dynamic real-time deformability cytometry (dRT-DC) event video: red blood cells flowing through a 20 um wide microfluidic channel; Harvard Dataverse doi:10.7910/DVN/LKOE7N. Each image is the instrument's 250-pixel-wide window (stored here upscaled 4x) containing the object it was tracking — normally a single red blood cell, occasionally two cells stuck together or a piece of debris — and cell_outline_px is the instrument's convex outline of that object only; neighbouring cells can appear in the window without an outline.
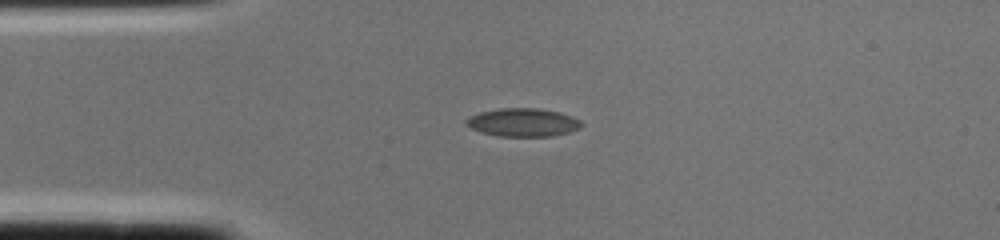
{"species": "common noctule bat (a hibernating species)", "species_latin": "Nyctalus noctula", "temperature_condition": "cold", "stored_images_in_passage": 2, "camera_frame_rate_fps": 3000, "um_per_image_px": 0.085, "animal": {"sex": "female", "body_mass_g": 22.0, "forearm_length_mm": 56.7}, "frame": {"image": 1, "passage_image": 1, "time_ms": 0.0, "image_size_px": [1000, 240], "cell_outline_px": [[584, 124], [580, 128], [568, 132], [552, 136], [500, 136], [480, 132], [464, 124], [464, 120], [480, 112], [500, 108], [536, 108], [560, 112], [572, 116], [580, 120]], "centroid_in_image_um": [44.46, 10.4], "position_along_channel_um": 40.5, "area_um2": 18.96}}